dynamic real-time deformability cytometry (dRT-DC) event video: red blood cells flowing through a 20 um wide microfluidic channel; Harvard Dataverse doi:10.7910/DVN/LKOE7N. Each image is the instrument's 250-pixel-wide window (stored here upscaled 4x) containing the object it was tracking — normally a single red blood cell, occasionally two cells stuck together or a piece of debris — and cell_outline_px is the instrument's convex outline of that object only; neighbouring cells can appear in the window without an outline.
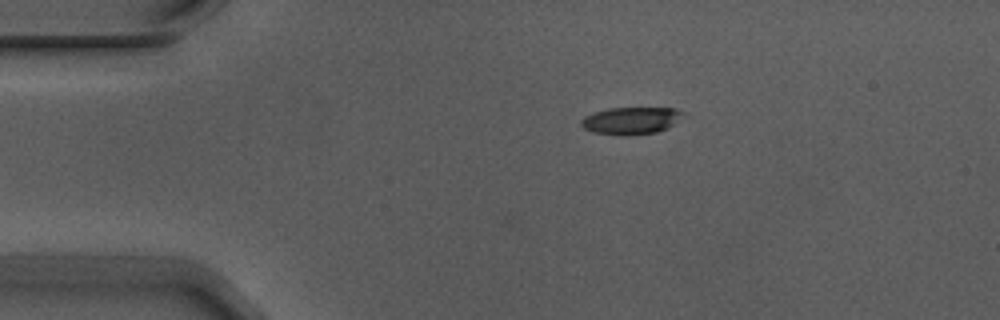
{"species": "Egyptian fruit bat (a non-hibernating species)", "species_latin": "Rousettus aegyptiacus", "temperature_condition": "warm", "stored_images_in_passage": 4, "camera_frame_rate_fps": 3000, "um_per_image_px": 0.085, "animal": {"sex": "male"}, "frame": {"image": 1, "passage_image": 4, "time_ms": 1.0, "image_size_px": [1000, 320], "cell_outline_px": [[688, 116], [668, 128], [656, 132], [628, 136], [624, 136], [592, 132], [584, 128], [580, 124], [580, 120], [584, 116], [608, 108], [676, 108], [684, 112]], "centroid_in_image_um": [53.7, 10.25], "position_along_channel_um": 31.3, "area_um2": 16.53}}